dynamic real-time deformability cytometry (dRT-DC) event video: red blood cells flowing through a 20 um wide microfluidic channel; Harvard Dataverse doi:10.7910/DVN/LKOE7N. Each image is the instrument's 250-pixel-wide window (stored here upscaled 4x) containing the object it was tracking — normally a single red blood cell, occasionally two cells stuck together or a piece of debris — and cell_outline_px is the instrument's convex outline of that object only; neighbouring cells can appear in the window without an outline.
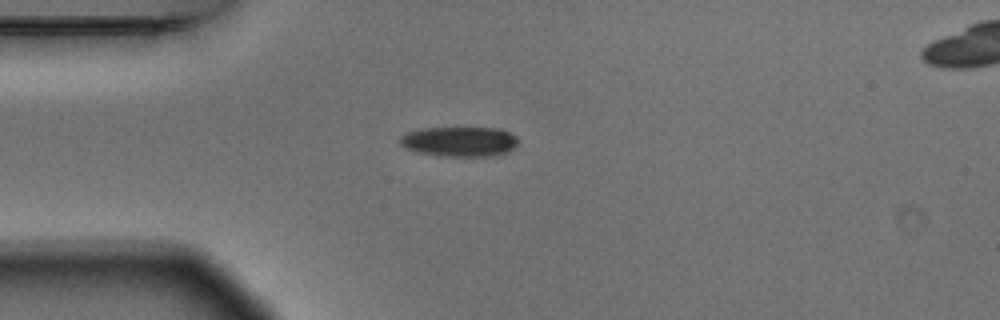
{"species": "Egyptian fruit bat (a non-hibernating species)", "species_latin": "Rousettus aegyptiacus", "temperature_condition": "warm", "stored_images_in_passage": 3, "camera_frame_rate_fps": 3000, "um_per_image_px": 0.085, "animal": {"sex": "male"}, "frame": {"image": 1, "passage_image": 1, "time_ms": 0.0, "image_size_px": [1000, 320], "cell_outline_px": [[520, 140], [512, 148], [504, 152], [492, 156], [436, 156], [420, 152], [408, 148], [400, 144], [400, 136], [408, 132], [424, 128], [500, 128], [516, 136]], "centroid_in_image_um": [39.07, 12.03], "position_along_channel_um": 45.9, "area_um2": 20.4}}
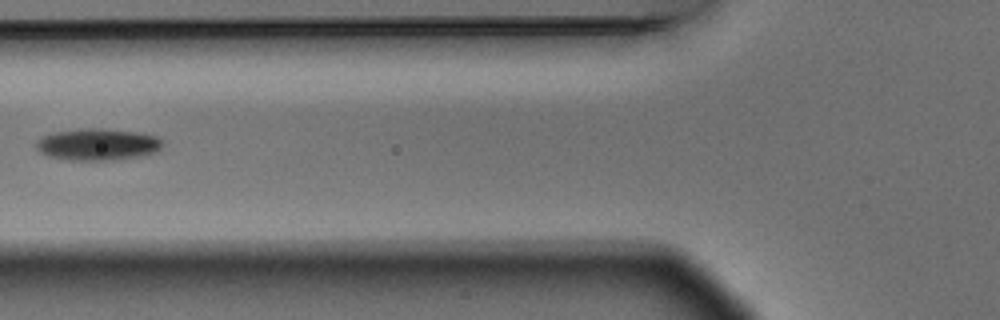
{"frame": {"image": 2, "passage_image": 3, "time_ms": 0.667, "image_size_px": [1000, 320], "cell_outline_px": [[160, 148], [156, 152], [140, 156], [116, 160], [68, 160], [48, 156], [40, 152], [36, 148], [36, 140], [44, 136], [56, 132], [80, 128], [100, 128], [132, 132], [156, 136], [160, 140]], "centroid_in_image_um": [8.25, 12.29], "position_along_channel_um": 117.6, "area_um2": 23.18}}